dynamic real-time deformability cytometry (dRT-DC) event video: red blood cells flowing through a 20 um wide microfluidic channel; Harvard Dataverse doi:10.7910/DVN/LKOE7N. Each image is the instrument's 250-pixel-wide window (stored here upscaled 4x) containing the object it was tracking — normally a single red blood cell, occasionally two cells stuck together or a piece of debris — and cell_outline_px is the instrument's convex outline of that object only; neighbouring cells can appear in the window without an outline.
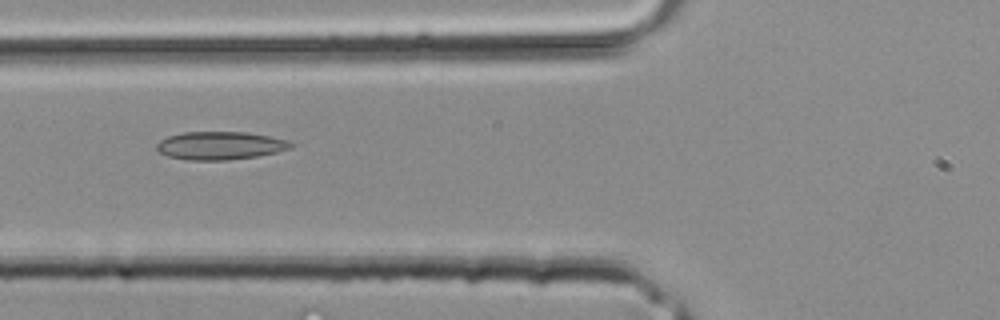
{"species": "common noctule bat (a hibernating species)", "species_latin": "Nyctalus noctula", "temperature_condition": "room temperature", "stored_images_in_passage": 2, "camera_frame_rate_fps": 3000, "um_per_image_px": 0.085, "animal": {"sex": "male", "body_mass_g": 20.4}, "frame": {"image": 1, "passage_image": 2, "time_ms": 0.333, "image_size_px": [1000, 320], "cell_outline_px": [[296, 144], [292, 148], [276, 152], [256, 156], [228, 160], [184, 160], [168, 156], [156, 152], [156, 144], [160, 140], [168, 136], [184, 132], [248, 132], [288, 140]], "centroid_in_image_um": [18.69, 12.38], "position_along_channel_um": 107.1, "area_um2": 22.14}}